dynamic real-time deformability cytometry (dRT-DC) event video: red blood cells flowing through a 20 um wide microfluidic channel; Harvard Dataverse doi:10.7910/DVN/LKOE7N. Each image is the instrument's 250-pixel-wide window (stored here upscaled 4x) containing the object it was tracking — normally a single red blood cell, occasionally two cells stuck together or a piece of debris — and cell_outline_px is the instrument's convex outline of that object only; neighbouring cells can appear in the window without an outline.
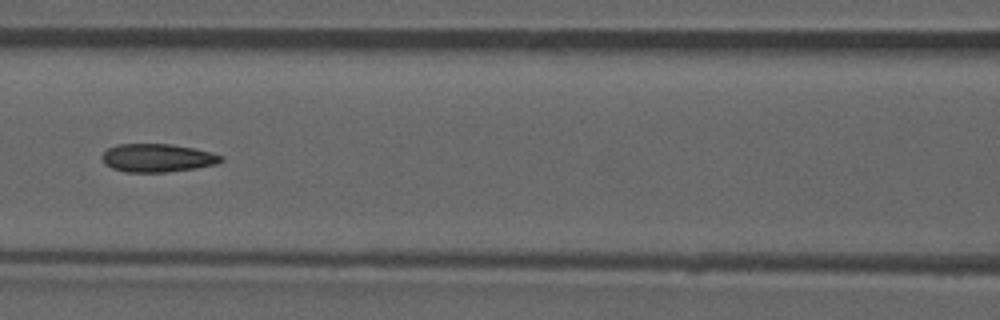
{"species": "common noctule bat (a hibernating species)", "species_latin": "Nyctalus noctula", "temperature_condition": "room temperature", "stored_images_in_passage": 51, "camera_frame_rate_fps": 3000, "um_per_image_px": 0.085, "animal": {"sex": "male", "forearm_length_mm": 52.5}, "frame": {"image": 1, "passage_image": 22, "time_ms": 7.0, "image_size_px": [1000, 320], "cell_outline_px": [[224, 160], [216, 164], [196, 168], [164, 172], [124, 172], [112, 168], [104, 164], [100, 156], [108, 148], [116, 144], [172, 144], [196, 148], [224, 156]], "centroid_in_image_um": [13.37, 13.42], "position_along_channel_um": 153.2, "area_um2": 19.77}, "authors_computed_cell_mechanics": {"area_um2": 19.8254, "velocity_mm_per_s": 3.9145, "shape_relaxation_time_tau1_ms": null, "shape_relaxation_time_tau2_ms": 1.3034, "deformation_change_tau1": null, "deformation_change_tau2": 0.0631}}